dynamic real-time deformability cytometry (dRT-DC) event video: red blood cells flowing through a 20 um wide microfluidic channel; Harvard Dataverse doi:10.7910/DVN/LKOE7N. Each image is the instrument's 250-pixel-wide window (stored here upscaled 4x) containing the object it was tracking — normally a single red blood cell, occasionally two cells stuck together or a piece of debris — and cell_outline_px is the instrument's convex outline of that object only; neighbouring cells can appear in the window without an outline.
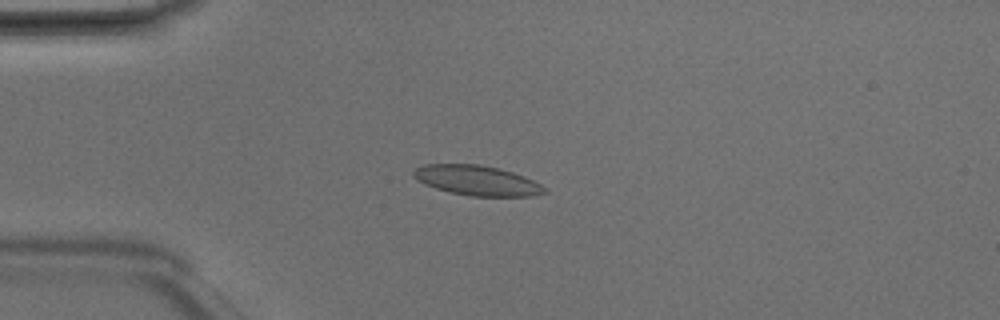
{"species": "Egyptian fruit bat (a non-hibernating species)", "species_latin": "Rousettus aegyptiacus", "temperature_condition": "room temperature", "stored_images_in_passage": 4, "camera_frame_rate_fps": 3000, "um_per_image_px": 0.085, "animal": {"sex": "male"}, "frame": {"image": 1, "passage_image": 3, "time_ms": 0.667, "image_size_px": [1000, 320], "cell_outline_px": [[548, 192], [532, 196], [468, 196], [436, 188], [424, 184], [416, 180], [412, 176], [412, 172], [416, 168], [424, 164], [480, 164], [512, 172], [524, 176], [548, 188]], "centroid_in_image_um": [40.54, 15.34], "position_along_channel_um": 44.5, "area_um2": 22.89}}